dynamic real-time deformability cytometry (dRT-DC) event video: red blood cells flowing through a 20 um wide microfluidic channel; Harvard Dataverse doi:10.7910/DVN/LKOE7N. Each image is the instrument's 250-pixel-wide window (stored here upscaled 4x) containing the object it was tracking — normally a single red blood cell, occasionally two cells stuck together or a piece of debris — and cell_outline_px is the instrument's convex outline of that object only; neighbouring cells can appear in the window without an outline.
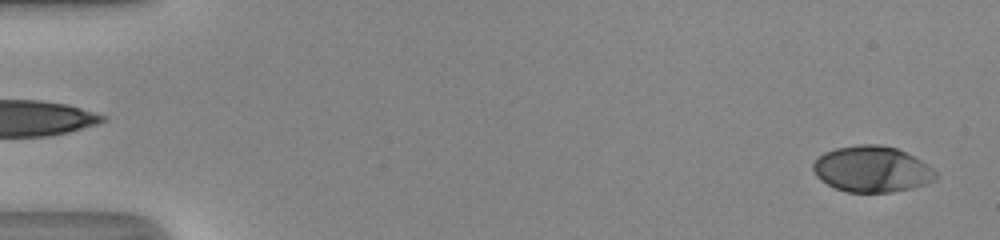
{"species": "human", "species_latin": "Homo sapiens", "temperature_condition": "room temperature", "stored_images_in_passage": 50, "camera_frame_rate_fps": 3000, "um_per_image_px": 0.085, "donor": {"sex": "male"}, "frame": {"image": 1, "passage_image": 2, "time_ms": 0.333, "image_size_px": [1000, 240], "cell_outline_px": [[936, 176], [932, 180], [924, 184], [912, 188], [892, 192], [844, 192], [820, 180], [816, 176], [812, 168], [812, 164], [824, 152], [836, 148], [860, 144], [880, 144], [896, 148], [928, 164], [936, 172]], "centroid_in_image_um": [74.08, 14.38], "position_along_channel_um": 10.9, "area_um2": 32.71}}
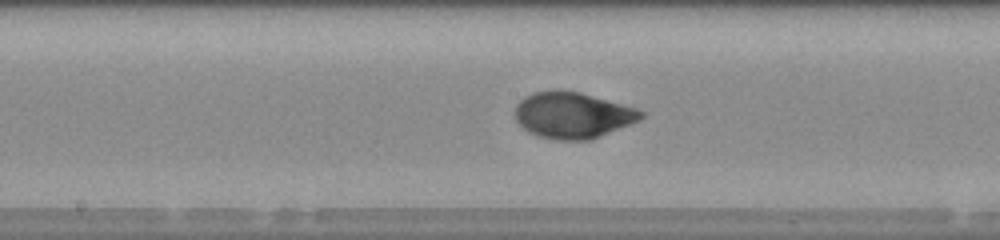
{"frame": {"image": 2, "passage_image": 27, "time_ms": 8.667, "image_size_px": [1000, 240], "cell_outline_px": [[644, 116], [640, 120], [632, 124], [592, 140], [560, 140], [540, 136], [528, 132], [516, 120], [516, 104], [524, 96], [532, 92], [580, 92], [636, 108], [644, 112]], "centroid_in_image_um": [48.71, 9.82], "position_along_channel_um": 199.5, "area_um2": 33.52}}
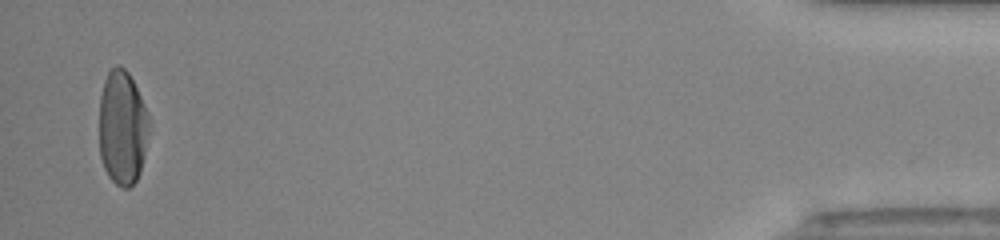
{"frame": {"image": 3, "passage_image": 49, "time_ms": 16.0, "image_size_px": [1000, 240], "cell_outline_px": [[148, 132], [140, 172], [136, 180], [128, 188], [120, 188], [108, 176], [104, 168], [100, 156], [100, 96], [104, 80], [108, 72], [116, 64], [120, 64], [128, 72], [144, 104], [148, 116]], "centroid_in_image_um": [10.38, 10.85], "position_along_channel_um": 424.8, "area_um2": 33.0}, "authors_computed_cell_mechanics": {"area_um2": 33.1772, "velocity_mm_per_s": 4.2209, "shape_relaxation_time_tau1_ms": 3.0777, "shape_relaxation_time_tau2_ms": null, "deformation_change_tau1": 0.1696, "deformation_change_tau2": null}}